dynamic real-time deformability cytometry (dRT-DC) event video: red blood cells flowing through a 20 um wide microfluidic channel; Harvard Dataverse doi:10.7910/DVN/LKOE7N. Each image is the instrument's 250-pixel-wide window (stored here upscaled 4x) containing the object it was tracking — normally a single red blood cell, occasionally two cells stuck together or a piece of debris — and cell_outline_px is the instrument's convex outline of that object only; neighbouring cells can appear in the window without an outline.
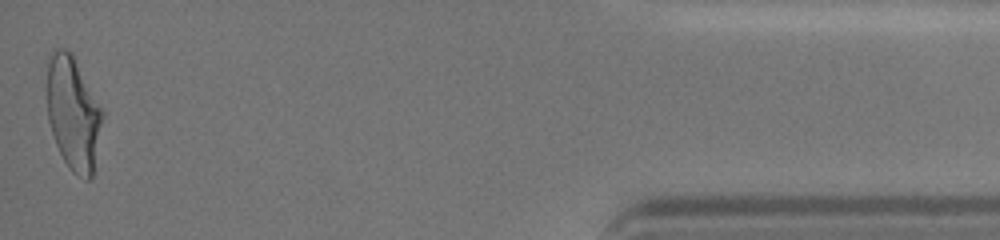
{"species": "human", "species_latin": "Homo sapiens", "temperature_condition": "cold", "stored_images_in_passage": 52, "camera_frame_rate_fps": 3000, "um_per_image_px": 0.085, "donor": {"sex": "female"}, "frame": {"image": 1, "passage_image": 52, "time_ms": 17.0, "image_size_px": [1000, 240], "cell_outline_px": [[104, 116], [92, 176], [88, 180], [84, 180], [72, 172], [68, 168], [56, 144], [48, 120], [48, 56], [56, 48], [64, 48], [72, 52], [104, 112]], "centroid_in_image_um": [6.24, 9.63], "position_along_channel_um": 429.0, "area_um2": 36.7}, "authors_computed_cell_mechanics": {"area_um2": 35.3158, "velocity_mm_per_s": 3.6327, "shape_relaxation_time_tau1_ms": 5.2884, "shape_relaxation_time_tau2_ms": 0.7364, "deformation_change_tau1": 0.1917, "deformation_change_tau2": 0.0701}}